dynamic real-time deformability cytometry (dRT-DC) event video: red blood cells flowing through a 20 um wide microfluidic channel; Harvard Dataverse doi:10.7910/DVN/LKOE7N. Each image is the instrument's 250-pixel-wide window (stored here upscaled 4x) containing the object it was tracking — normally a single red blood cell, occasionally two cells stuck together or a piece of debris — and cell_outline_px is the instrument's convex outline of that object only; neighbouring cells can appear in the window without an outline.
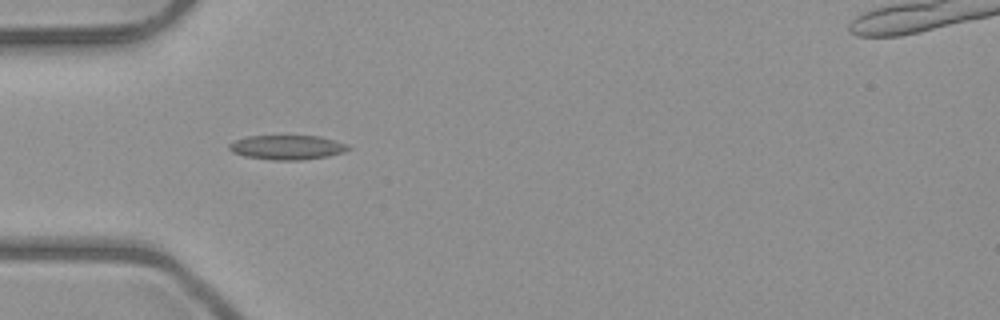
{"species": "common noctule bat (a hibernating species)", "species_latin": "Nyctalus noctula", "temperature_condition": "room temperature", "stored_images_in_passage": 4, "camera_frame_rate_fps": 3000, "um_per_image_px": 0.085, "animal": {"sex": "male", "body_mass_g": 23.1, "forearm_length_mm": 52.7}, "frame": {"image": 1, "passage_image": 3, "time_ms": 3.333, "image_size_px": [1000, 320], "cell_outline_px": [[352, 148], [344, 152], [328, 156], [300, 160], [272, 160], [244, 156], [232, 152], [228, 148], [228, 144], [236, 140], [248, 136], [320, 136], [348, 144]], "centroid_in_image_um": [24.42, 12.53], "position_along_channel_um": 60.6, "area_um2": 16.99}}
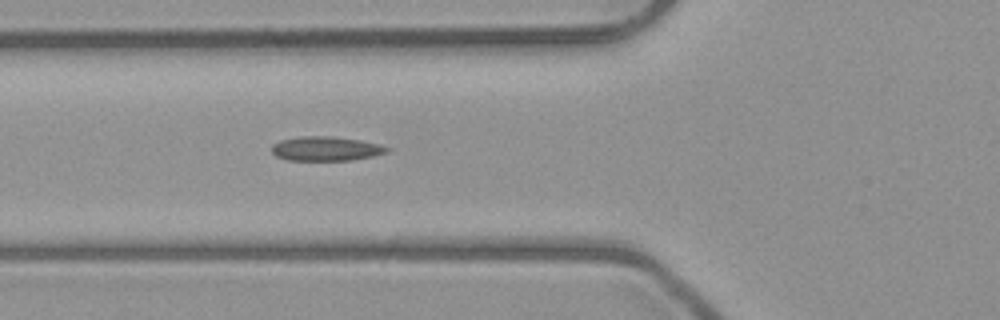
{"frame": {"image": 2, "passage_image": 4, "time_ms": 4.333, "image_size_px": [1000, 320], "cell_outline_px": [[388, 152], [372, 156], [352, 160], [288, 160], [276, 156], [272, 152], [272, 144], [280, 140], [300, 136], [328, 136], [360, 140], [380, 144], [388, 148]], "centroid_in_image_um": [27.68, 12.63], "position_along_channel_um": 98.1, "area_um2": 16.24}}